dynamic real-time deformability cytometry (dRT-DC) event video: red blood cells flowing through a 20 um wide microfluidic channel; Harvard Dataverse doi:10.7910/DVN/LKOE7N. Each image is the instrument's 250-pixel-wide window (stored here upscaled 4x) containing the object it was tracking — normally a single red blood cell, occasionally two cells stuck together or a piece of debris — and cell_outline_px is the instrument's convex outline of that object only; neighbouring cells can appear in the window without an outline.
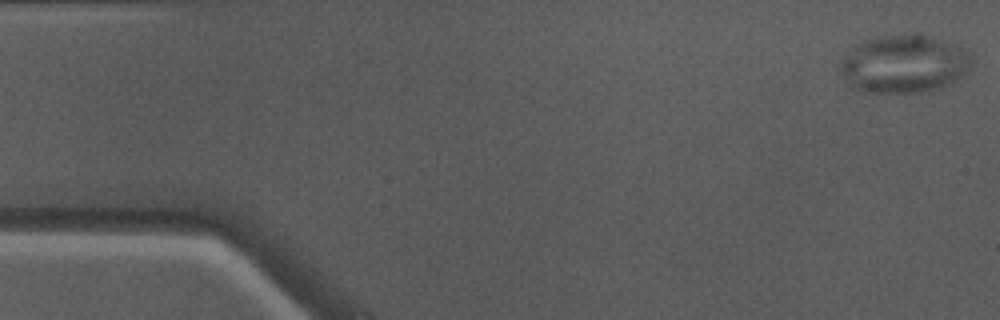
{"species": "Egyptian fruit bat (a non-hibernating species)", "species_latin": "Rousettus aegyptiacus", "temperature_condition": "warm", "stored_images_in_passage": 49, "camera_frame_rate_fps": 3000, "um_per_image_px": 0.085, "animal": {"sex": "male"}, "frame": {"image": 1, "passage_image": 1, "time_ms": 0.0, "image_size_px": [1000, 320], "cell_outline_px": [[972, 64], [960, 76], [936, 88], [916, 92], [864, 92], [852, 88], [848, 84], [840, 72], [840, 60], [856, 44], [864, 40], [876, 36], [928, 36], [964, 48], [972, 56]], "centroid_in_image_um": [76.76, 5.44], "position_along_channel_um": 8.2, "area_um2": 43.47}}
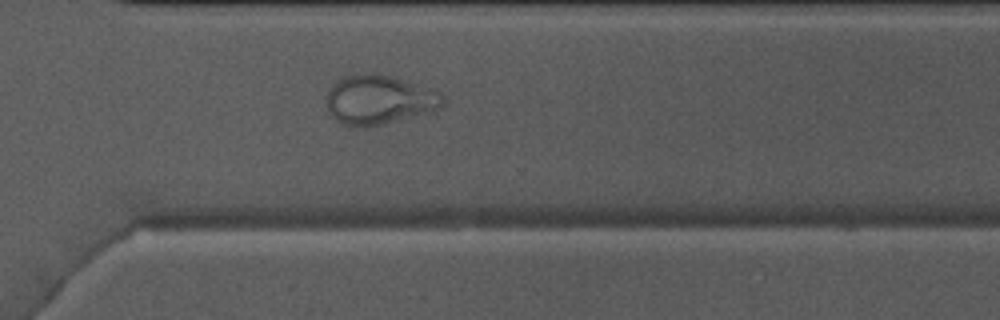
{"frame": {"image": 2, "passage_image": 35, "time_ms": 11.333, "image_size_px": [1000, 320], "cell_outline_px": [[444, 104], [440, 108], [412, 116], [364, 128], [344, 124], [336, 120], [328, 112], [324, 96], [332, 84], [340, 76], [352, 72], [380, 72], [436, 88], [444, 96]], "centroid_in_image_um": [32.19, 8.41], "position_along_channel_um": 338.4, "area_um2": 34.51}}
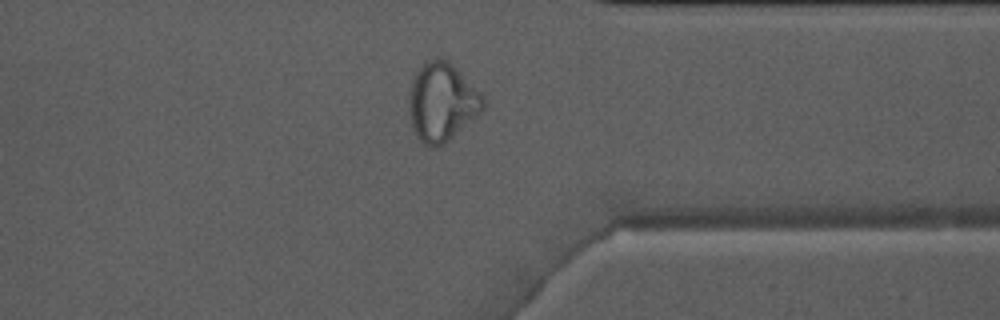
{"frame": {"image": 3, "passage_image": 38, "time_ms": 12.333, "image_size_px": [1000, 320], "cell_outline_px": [[484, 108], [480, 112], [444, 144], [436, 148], [432, 148], [424, 144], [416, 136], [412, 124], [408, 104], [408, 100], [412, 84], [416, 72], [424, 60], [436, 56], [440, 56], [448, 60], [484, 96]], "centroid_in_image_um": [37.54, 8.65], "position_along_channel_um": 373.9, "area_um2": 33.76}}